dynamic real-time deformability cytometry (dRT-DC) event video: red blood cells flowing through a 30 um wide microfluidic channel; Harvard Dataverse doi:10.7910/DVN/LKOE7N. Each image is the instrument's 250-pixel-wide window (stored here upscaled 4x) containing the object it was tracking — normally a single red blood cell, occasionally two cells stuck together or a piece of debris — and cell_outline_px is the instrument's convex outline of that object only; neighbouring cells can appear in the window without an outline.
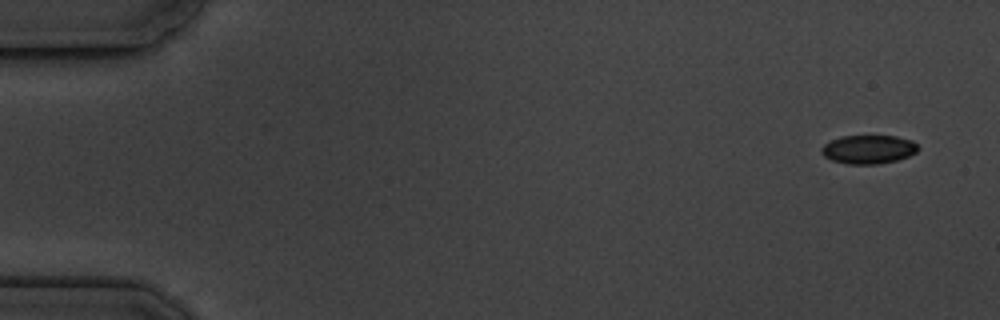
{"species": "common noctule bat (a hibernating species)", "species_latin": "Nyctalus noctula", "temperature_condition": "cold", "stored_images_in_passage": 6, "camera_frame_rate_fps": 3000, "um_per_image_px": 0.085, "animal": {"sex": "male", "body_mass_g": 19.5, "forearm_length_mm": 54.6}, "frame": {"image": 1, "passage_image": 1, "time_ms": 0.0, "image_size_px": [1000, 320], "cell_outline_px": [[920, 148], [916, 152], [908, 156], [896, 160], [876, 164], [848, 164], [832, 160], [824, 156], [820, 152], [820, 148], [824, 144], [840, 136], [896, 136], [912, 140]], "centroid_in_image_um": [73.8, 12.69], "position_along_channel_um": 11.2, "area_um2": 16.13}}
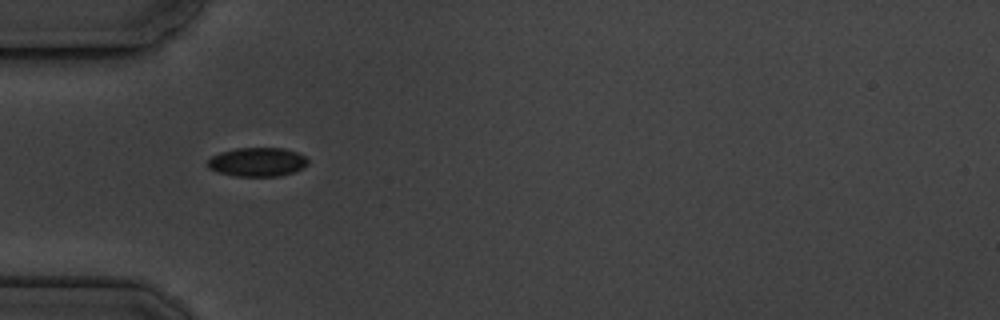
{"frame": {"image": 2, "passage_image": 5, "time_ms": 5.0, "image_size_px": [1000, 320], "cell_outline_px": [[308, 164], [292, 172], [280, 176], [236, 176], [216, 172], [208, 168], [208, 160], [212, 156], [220, 152], [236, 148], [284, 148], [296, 152], [304, 156], [308, 160]], "centroid_in_image_um": [21.84, 13.77], "position_along_channel_um": 63.2, "area_um2": 16.82}}